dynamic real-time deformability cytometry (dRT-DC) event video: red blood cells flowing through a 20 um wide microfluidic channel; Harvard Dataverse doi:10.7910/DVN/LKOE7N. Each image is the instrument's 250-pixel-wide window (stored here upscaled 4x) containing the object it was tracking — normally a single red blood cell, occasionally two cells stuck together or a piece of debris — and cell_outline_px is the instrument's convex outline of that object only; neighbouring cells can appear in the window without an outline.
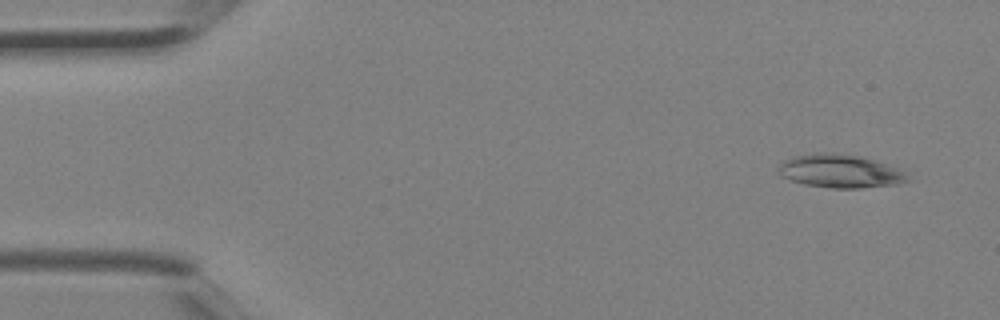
{"species": "Egyptian fruit bat (a non-hibernating species)", "species_latin": "Rousettus aegyptiacus", "temperature_condition": "room temperature", "stored_images_in_passage": 3, "camera_frame_rate_fps": 3000, "um_per_image_px": 0.085, "animal": {"sex": "female"}, "frame": {"image": 1, "passage_image": 1, "time_ms": 0.0, "image_size_px": [1000, 320], "cell_outline_px": [[912, 180], [896, 184], [860, 188], [832, 188], [804, 184], [780, 176], [776, 168], [784, 160], [792, 156], [820, 152], [824, 152], [860, 156], [884, 164], [900, 172]], "centroid_in_image_um": [71.3, 14.55], "position_along_channel_um": 13.7, "area_um2": 24.62}}